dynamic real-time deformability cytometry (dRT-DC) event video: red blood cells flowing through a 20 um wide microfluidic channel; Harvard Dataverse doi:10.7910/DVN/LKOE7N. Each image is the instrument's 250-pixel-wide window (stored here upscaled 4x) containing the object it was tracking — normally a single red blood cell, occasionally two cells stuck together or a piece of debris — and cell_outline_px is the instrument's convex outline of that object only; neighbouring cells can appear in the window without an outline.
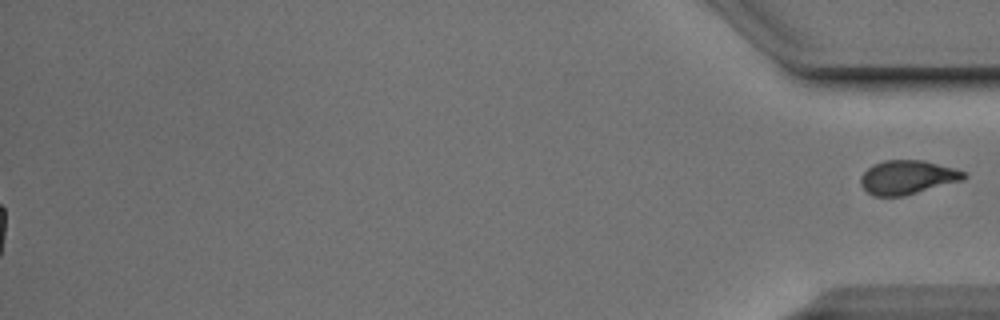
{"species": "Egyptian fruit bat (a non-hibernating species)", "species_latin": "Rousettus aegyptiacus", "temperature_condition": "cold", "stored_images_in_passage": 55, "segment_of_instrument_passage": [2, 2], "camera_frame_rate_fps": 3000, "um_per_image_px": 0.085, "animal": {"sex": "male"}, "frame": {"image": 1, "passage_image": 55, "time_ms": 18.0, "image_size_px": [1000, 320], "cell_outline_px": [[968, 176], [964, 180], [904, 196], [872, 196], [860, 184], [860, 176], [872, 164], [884, 160], [924, 160], [956, 168], [968, 172]], "centroid_in_image_um": [77.17, 15.06], "position_along_channel_um": 358.0, "area_um2": 20.75}}